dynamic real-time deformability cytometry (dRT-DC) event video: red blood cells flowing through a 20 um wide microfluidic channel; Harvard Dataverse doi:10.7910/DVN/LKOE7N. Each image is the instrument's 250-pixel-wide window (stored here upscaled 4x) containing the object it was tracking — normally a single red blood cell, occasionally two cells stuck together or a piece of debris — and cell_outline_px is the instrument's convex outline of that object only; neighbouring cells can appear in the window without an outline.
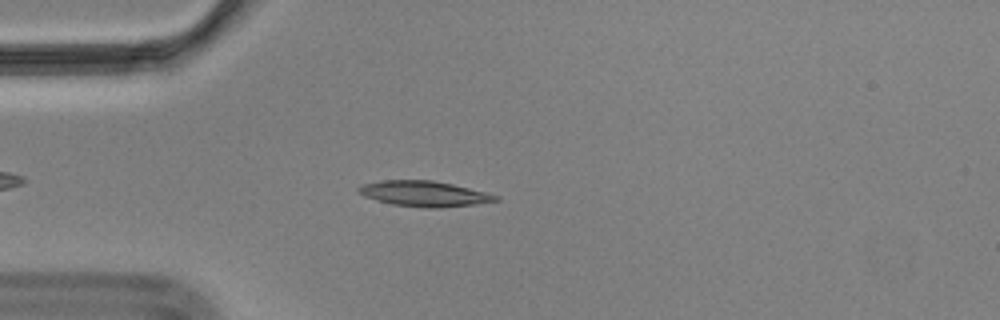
{"species": "Egyptian fruit bat (a non-hibernating species)", "species_latin": "Rousettus aegyptiacus", "temperature_condition": "cold", "stored_images_in_passage": 50, "camera_frame_rate_fps": 3000, "um_per_image_px": 0.085, "animal": {"sex": "male"}, "frame": {"image": 1, "passage_image": 8, "time_ms": 2.333, "image_size_px": [1000, 320], "cell_outline_px": [[500, 200], [472, 204], [440, 208], [424, 208], [392, 204], [376, 200], [364, 196], [356, 192], [356, 188], [360, 184], [380, 180], [432, 180], [452, 184], [500, 196]], "centroid_in_image_um": [35.97, 16.46], "position_along_channel_um": 49.0, "area_um2": 20.4}}
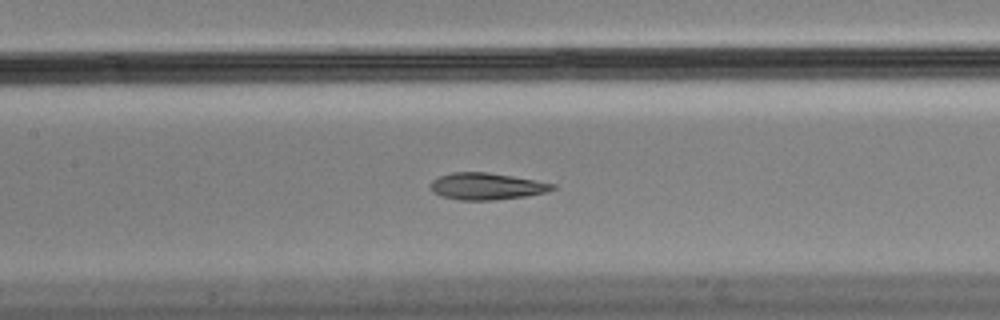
{"frame": {"image": 2, "passage_image": 19, "time_ms": 6.0, "image_size_px": [1000, 320], "cell_outline_px": [[556, 188], [548, 192], [524, 196], [492, 200], [460, 200], [440, 196], [432, 192], [432, 180], [440, 176], [452, 172], [488, 172], [536, 180], [556, 184]], "centroid_in_image_um": [41.38, 15.83], "position_along_channel_um": 166.0, "area_um2": 19.02}}
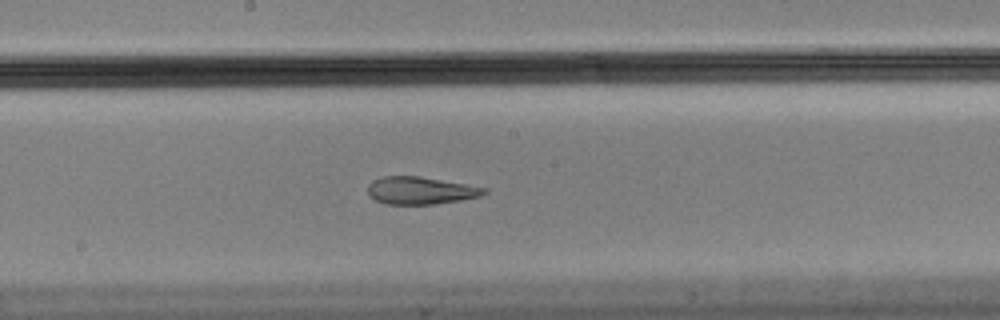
{"frame": {"image": 3, "passage_image": 23, "time_ms": 7.333, "image_size_px": [1000, 320], "cell_outline_px": [[488, 192], [480, 196], [460, 200], [432, 204], [384, 204], [368, 196], [368, 184], [372, 180], [384, 176], [420, 176], [488, 188]], "centroid_in_image_um": [35.72, 16.19], "position_along_channel_um": 212.5, "area_um2": 18.67}, "authors_computed_cell_mechanics": {"area_um2": 19.9988, "velocity_mm_per_s": 3.4985, "shape_relaxation_time_tau1_ms": null, "shape_relaxation_time_tau2_ms": 0.8238, "deformation_change_tau1": null, "deformation_change_tau2": 0.0692}}